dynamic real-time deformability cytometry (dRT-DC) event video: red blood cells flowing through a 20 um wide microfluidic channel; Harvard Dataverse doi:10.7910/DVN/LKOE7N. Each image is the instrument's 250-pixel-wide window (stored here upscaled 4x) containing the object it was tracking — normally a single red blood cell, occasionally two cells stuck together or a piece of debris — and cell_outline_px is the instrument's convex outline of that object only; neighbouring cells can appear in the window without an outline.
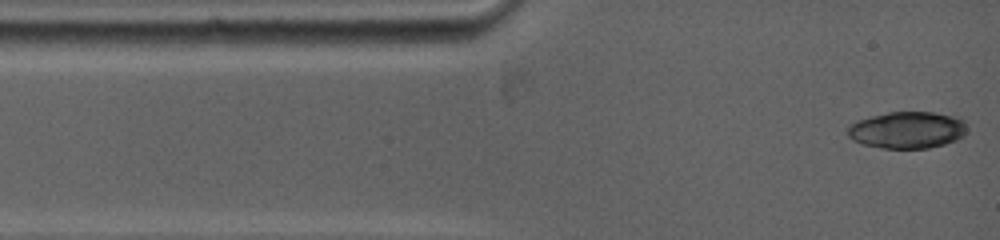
{"species": "common noctule bat (a hibernating species)", "species_latin": "Nyctalus noctula", "temperature_condition": "warm", "stored_images_in_passage": 66, "camera_frame_rate_fps": 5000, "um_per_image_px": 0.085, "animal": {"sex": "female", "body_mass_g": 19.0, "forearm_length_mm": 53.3}, "frame": {"image": 1, "passage_image": 1, "time_ms": 0.0, "image_size_px": [1000, 240], "cell_outline_px": [[964, 136], [956, 140], [944, 144], [928, 148], [880, 148], [860, 144], [852, 140], [848, 136], [848, 124], [856, 120], [888, 112], [932, 112], [960, 116], [964, 120]], "centroid_in_image_um": [77.09, 11.04], "position_along_channel_um": 7.9, "area_um2": 25.84}}
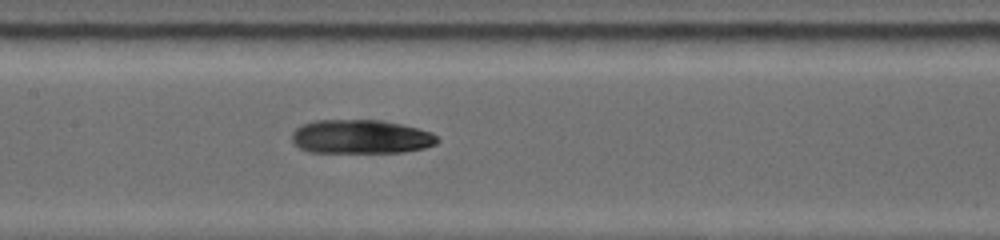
{"frame": {"image": 2, "passage_image": 29, "time_ms": 5.4, "image_size_px": [1000, 240], "cell_outline_px": [[440, 140], [436, 144], [424, 148], [400, 152], [308, 152], [300, 148], [292, 140], [292, 132], [300, 124], [316, 120], [380, 120], [400, 124], [432, 132]], "centroid_in_image_um": [30.65, 11.62], "position_along_channel_um": 176.8, "area_um2": 28.73}}
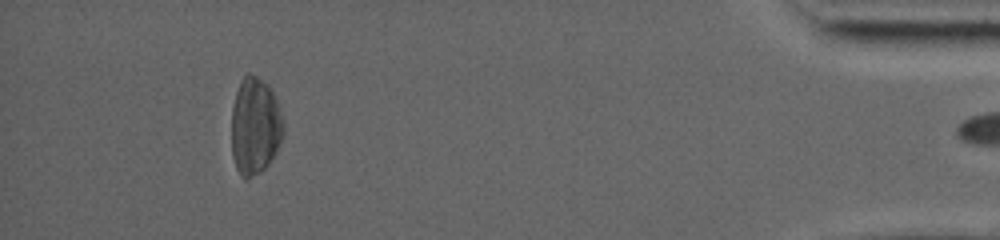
{"frame": {"image": 3, "passage_image": 64, "time_ms": 13.6, "image_size_px": [1000, 240], "cell_outline_px": [[284, 136], [268, 164], [260, 172], [244, 180], [240, 176], [236, 168], [232, 156], [232, 104], [240, 80], [248, 72], [256, 76], [268, 84], [280, 108], [284, 120]], "centroid_in_image_um": [21.67, 10.71], "position_along_channel_um": 413.5, "area_um2": 29.65}}